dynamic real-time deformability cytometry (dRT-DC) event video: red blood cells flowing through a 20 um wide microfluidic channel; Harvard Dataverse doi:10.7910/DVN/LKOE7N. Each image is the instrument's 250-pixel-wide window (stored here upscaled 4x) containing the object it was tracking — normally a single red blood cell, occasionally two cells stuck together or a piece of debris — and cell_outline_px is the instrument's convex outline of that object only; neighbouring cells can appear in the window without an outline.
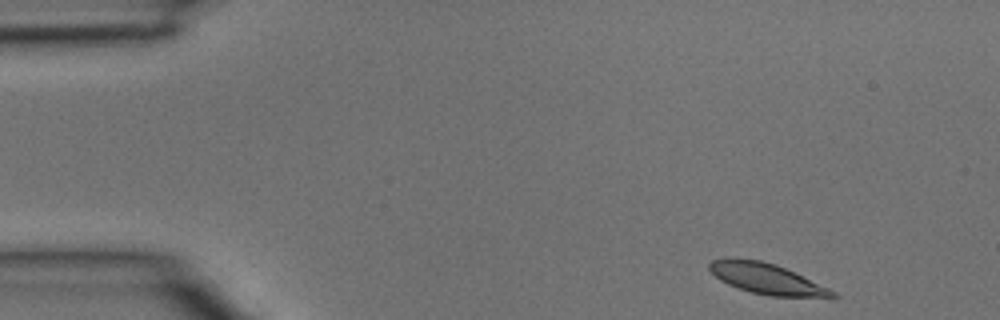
{"species": "common noctule bat (a hibernating species)", "species_latin": "Nyctalus noctula", "temperature_condition": "room temperature", "stored_images_in_passage": 37, "camera_frame_rate_fps": 3000, "um_per_image_px": 0.085, "animal": {"sex": "male", "body_mass_g": 15.6}, "frame": {"image": 1, "passage_image": 1, "time_ms": 0.0, "image_size_px": [1000, 320], "cell_outline_px": [[840, 296], [768, 296], [752, 292], [728, 284], [720, 280], [708, 268], [708, 264], [712, 260], [724, 256], [736, 256], [760, 260], [784, 268], [828, 288], [836, 292]], "centroid_in_image_um": [65.03, 23.64], "position_along_channel_um": 20.0, "area_um2": 21.68}}
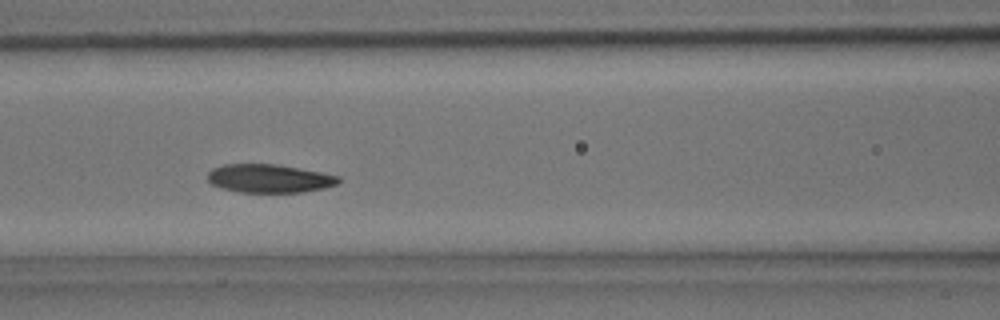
{"frame": {"image": 2, "passage_image": 14, "time_ms": 4.333, "image_size_px": [1000, 320], "cell_outline_px": [[340, 180], [336, 184], [324, 188], [304, 192], [240, 192], [220, 188], [212, 184], [208, 180], [208, 172], [212, 168], [224, 164], [276, 164], [320, 172], [340, 176]], "centroid_in_image_um": [22.86, 15.17], "position_along_channel_um": 143.7, "area_um2": 21.62}}
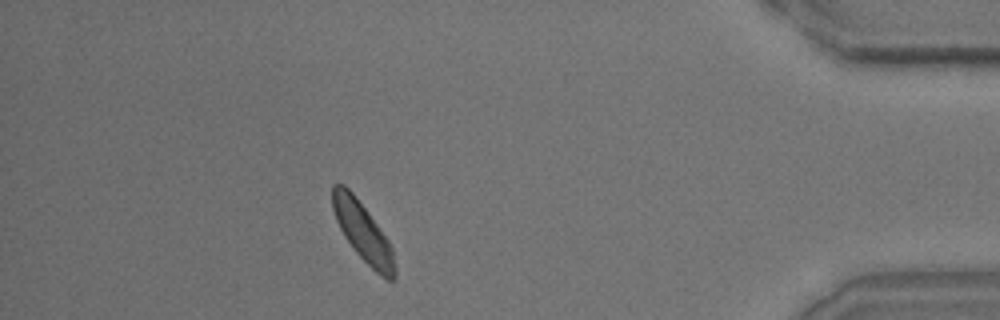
{"frame": {"image": 3, "passage_image": 33, "time_ms": 10.667, "image_size_px": [1000, 320], "cell_outline_px": [[396, 280], [388, 280], [380, 276], [352, 248], [344, 236], [336, 220], [332, 208], [332, 184], [344, 184], [352, 192], [388, 240], [392, 248], [396, 268]], "centroid_in_image_um": [30.84, 19.75], "position_along_channel_um": 404.4, "area_um2": 21.1}}